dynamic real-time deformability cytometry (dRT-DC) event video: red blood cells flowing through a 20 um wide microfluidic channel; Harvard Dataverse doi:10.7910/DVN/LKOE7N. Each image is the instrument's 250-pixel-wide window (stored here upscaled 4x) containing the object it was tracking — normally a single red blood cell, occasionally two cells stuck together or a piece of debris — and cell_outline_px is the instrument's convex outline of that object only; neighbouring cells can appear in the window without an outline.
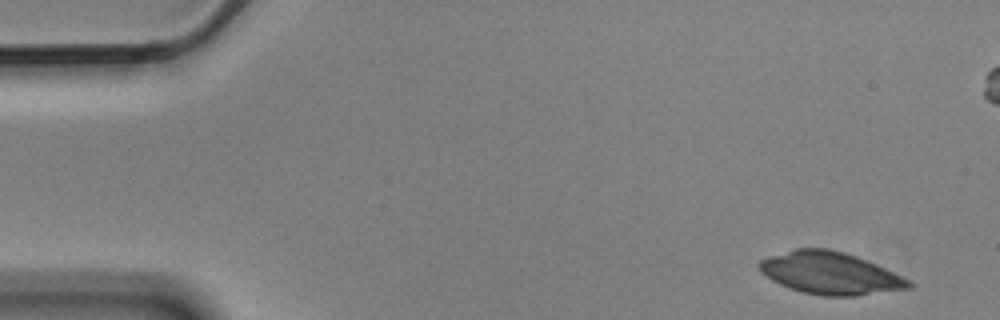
{"species": "Egyptian fruit bat (a non-hibernating species)", "species_latin": "Rousettus aegyptiacus", "temperature_condition": "cold", "stored_images_in_passage": 8, "camera_frame_rate_fps": 3000, "um_per_image_px": 0.085, "animal": {"sex": "male"}, "frame": {"image": 1, "passage_image": 1, "time_ms": 0.0, "image_size_px": [1000, 320], "cell_outline_px": [[916, 284], [912, 288], [856, 296], [824, 296], [804, 292], [780, 284], [772, 280], [760, 272], [756, 264], [760, 260], [768, 256], [796, 248], [828, 248], [844, 252], [856, 256], [884, 268]], "centroid_in_image_um": [70.54, 23.21], "position_along_channel_um": 14.5, "area_um2": 36.7}}